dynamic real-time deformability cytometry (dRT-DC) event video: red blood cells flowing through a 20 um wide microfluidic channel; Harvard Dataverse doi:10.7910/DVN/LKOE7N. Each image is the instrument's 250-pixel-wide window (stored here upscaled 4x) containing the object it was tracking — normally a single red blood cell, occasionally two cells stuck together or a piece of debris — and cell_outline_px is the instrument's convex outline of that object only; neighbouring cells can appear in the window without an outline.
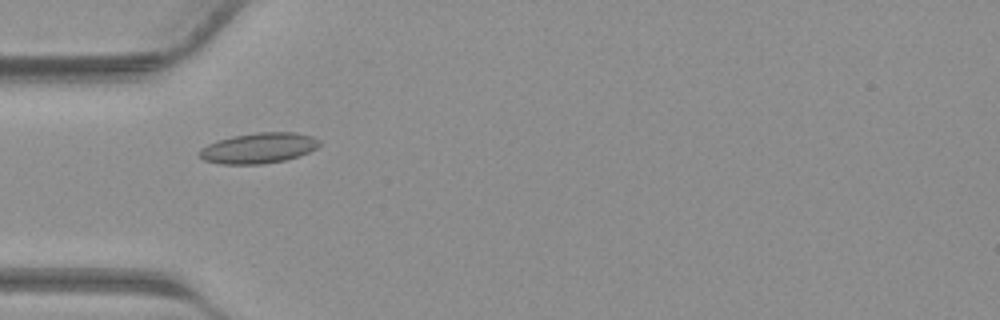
{"species": "common noctule bat (a hibernating species)", "species_latin": "Nyctalus noctula", "temperature_condition": "warm", "stored_images_in_passage": 33, "camera_frame_rate_fps": 3000, "um_per_image_px": 0.085, "animal": {"sex": "male", "body_mass_g": 23.1, "forearm_length_mm": 52.7}, "frame": {"image": 1, "passage_image": 5, "time_ms": 1.333, "image_size_px": [1000, 320], "cell_outline_px": [[320, 144], [316, 148], [300, 156], [284, 160], [264, 164], [220, 164], [204, 160], [196, 152], [200, 148], [208, 144], [232, 136], [256, 132], [296, 132], [312, 136], [320, 140]], "centroid_in_image_um": [21.98, 12.58], "position_along_channel_um": 63.0, "area_um2": 21.44}}
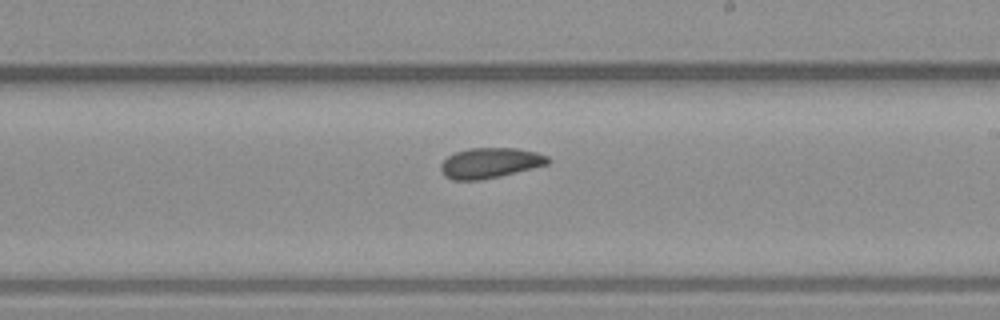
{"frame": {"image": 2, "passage_image": 16, "time_ms": 5.0, "image_size_px": [1000, 320], "cell_outline_px": [[552, 160], [548, 164], [500, 176], [480, 180], [452, 180], [444, 176], [440, 168], [440, 164], [448, 156], [456, 152], [468, 148], [516, 148], [536, 152], [548, 156]], "centroid_in_image_um": [41.65, 13.85], "position_along_channel_um": 247.4, "area_um2": 18.96}}
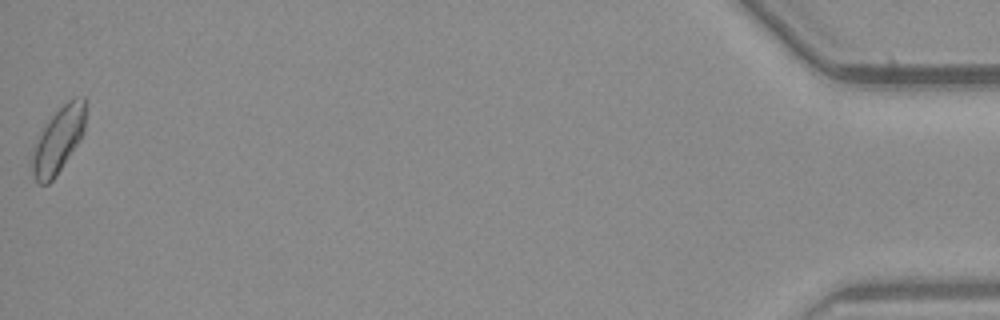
{"frame": {"image": 3, "passage_image": 33, "time_ms": 10.667, "image_size_px": [1000, 320], "cell_outline_px": [[84, 132], [56, 176], [48, 184], [40, 184], [36, 180], [28, 164], [28, 160], [36, 136], [44, 124], [72, 96], [84, 96]], "centroid_in_image_um": [4.87, 11.93], "position_along_channel_um": 430.3, "area_um2": 20.75}}